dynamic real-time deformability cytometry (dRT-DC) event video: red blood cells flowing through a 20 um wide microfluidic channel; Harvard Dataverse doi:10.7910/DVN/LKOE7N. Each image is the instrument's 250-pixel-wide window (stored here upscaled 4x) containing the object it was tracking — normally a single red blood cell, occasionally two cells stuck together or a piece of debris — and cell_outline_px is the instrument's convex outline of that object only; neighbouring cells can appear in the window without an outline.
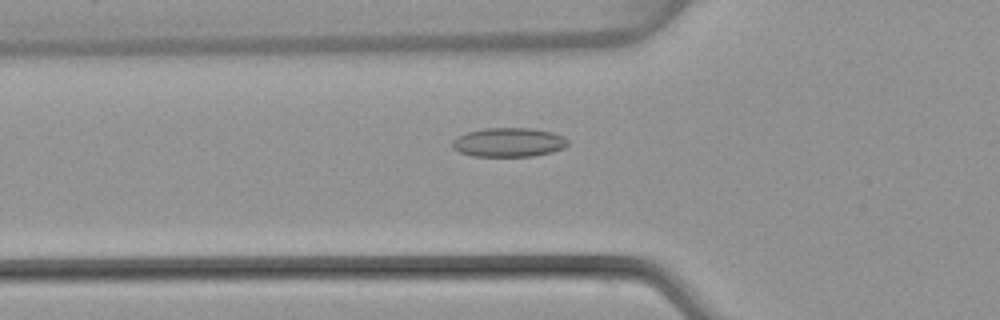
{"species": "common noctule bat (a hibernating species)", "species_latin": "Nyctalus noctula", "temperature_condition": "warm", "stored_images_in_passage": 51, "camera_frame_rate_fps": 3000, "um_per_image_px": 0.085, "animal": {"sex": "female", "body_mass_g": 22.7, "forearm_length_mm": 54.2}, "frame": {"image": 1, "passage_image": 18, "time_ms": 5.667, "image_size_px": [1000, 320], "cell_outline_px": [[568, 144], [564, 148], [552, 152], [532, 156], [472, 156], [460, 152], [452, 148], [452, 140], [468, 132], [484, 128], [532, 128], [552, 132], [564, 136], [568, 140]], "centroid_in_image_um": [43.26, 12.1], "position_along_channel_um": 82.5, "area_um2": 19.59}}
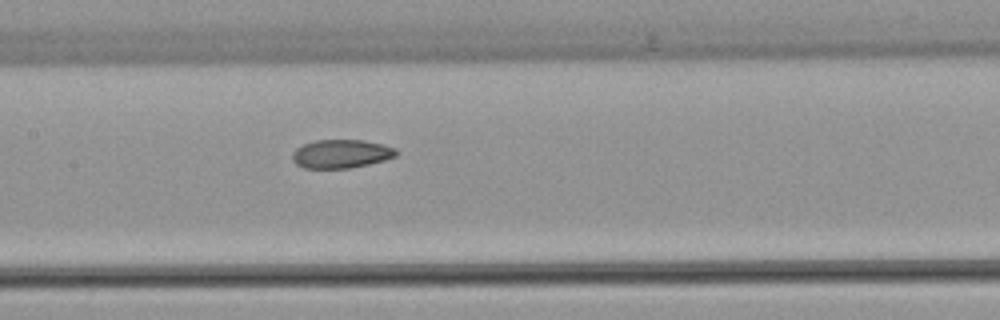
{"frame": {"image": 2, "passage_image": 25, "time_ms": 8.0, "image_size_px": [1000, 320], "cell_outline_px": [[400, 152], [396, 156], [384, 160], [368, 164], [348, 168], [304, 168], [296, 164], [292, 160], [292, 152], [296, 148], [304, 144], [316, 140], [364, 140], [384, 144], [396, 148]], "centroid_in_image_um": [29.02, 13.07], "position_along_channel_um": 178.4, "area_um2": 17.4}}
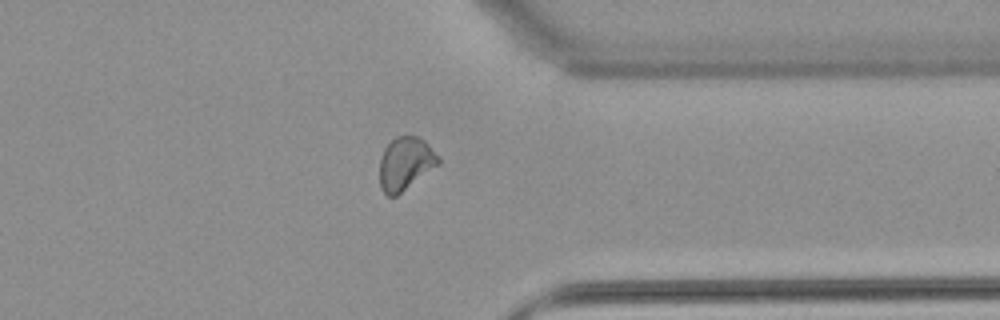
{"frame": {"image": 3, "passage_image": 40, "time_ms": 13.0, "image_size_px": [1000, 320], "cell_outline_px": [[440, 164], [396, 196], [388, 196], [384, 192], [380, 184], [380, 156], [384, 148], [396, 136], [416, 136], [424, 140], [440, 156]], "centroid_in_image_um": [34.48, 13.89], "position_along_channel_um": 376.9, "area_um2": 18.15}, "authors_computed_cell_mechanics": {"area_um2": 18.496, "velocity_mm_per_s": 4.0855, "shape_relaxation_time_tau1_ms": null, "shape_relaxation_time_tau2_ms": 2.9227, "deformation_change_tau1": null, "deformation_change_tau2": 0.0722}}